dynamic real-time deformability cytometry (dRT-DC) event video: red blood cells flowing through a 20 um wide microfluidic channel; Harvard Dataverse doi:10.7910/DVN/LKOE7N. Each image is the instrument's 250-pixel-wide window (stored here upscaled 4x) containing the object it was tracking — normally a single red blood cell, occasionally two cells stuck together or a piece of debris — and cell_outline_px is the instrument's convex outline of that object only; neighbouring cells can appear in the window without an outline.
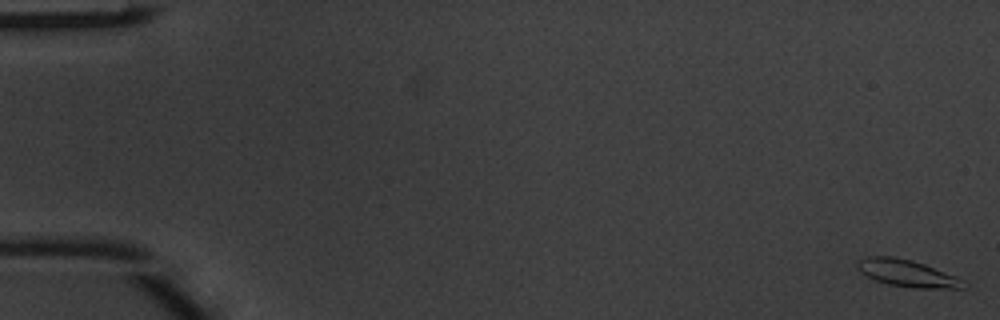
{"species": "common noctule bat (a hibernating species)", "species_latin": "Nyctalus noctula", "temperature_condition": "warm", "stored_images_in_passage": 5, "segment_of_instrument_passage": [2, 2], "camera_frame_rate_fps": 3000, "um_per_image_px": 0.085, "animal": {"sex": "male", "body_mass_g": 20.1, "forearm_length_mm": 53.5}, "frame": {"image": 1, "passage_image": 5, "time_ms": 1.333, "image_size_px": [1000, 320], "cell_outline_px": [[968, 284], [964, 288], [916, 288], [888, 284], [864, 276], [856, 268], [856, 260], [864, 256], [892, 256], [912, 260], [924, 264], [952, 276]], "centroid_in_image_um": [76.98, 23.21], "position_along_channel_um": 8.0, "area_um2": 16.59}}